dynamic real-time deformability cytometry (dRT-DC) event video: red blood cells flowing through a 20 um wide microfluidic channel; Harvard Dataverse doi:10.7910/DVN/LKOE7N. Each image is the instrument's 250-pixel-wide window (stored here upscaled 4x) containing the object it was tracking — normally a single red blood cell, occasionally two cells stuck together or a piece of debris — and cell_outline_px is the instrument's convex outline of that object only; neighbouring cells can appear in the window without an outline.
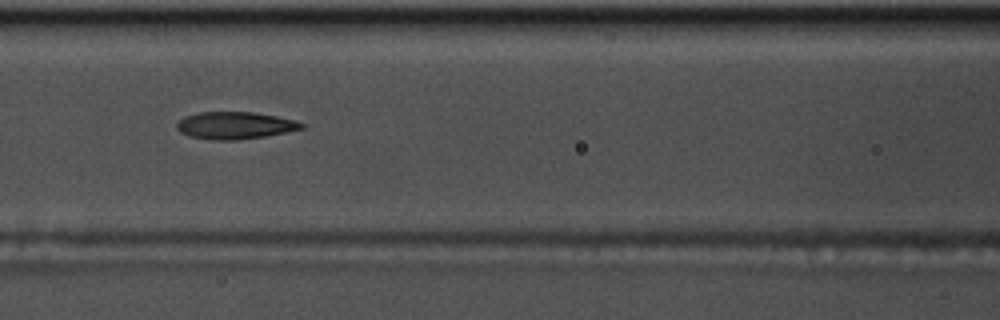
{"species": "common noctule bat (a hibernating species)", "species_latin": "Nyctalus noctula", "temperature_condition": "warm", "stored_images_in_passage": 18, "camera_frame_rate_fps": 3000, "um_per_image_px": 0.085, "animal": {"sex": "male", "body_mass_g": 17.5, "forearm_length_mm": 52.3}, "frame": {"image": 1, "passage_image": 10, "time_ms": 3.0, "image_size_px": [1000, 320], "cell_outline_px": [[308, 124], [304, 128], [264, 136], [236, 140], [216, 140], [192, 136], [180, 132], [176, 128], [176, 124], [184, 116], [200, 112], [252, 112], [276, 116], [296, 120]], "centroid_in_image_um": [20.0, 10.65], "position_along_channel_um": 146.6, "area_um2": 19.65}}